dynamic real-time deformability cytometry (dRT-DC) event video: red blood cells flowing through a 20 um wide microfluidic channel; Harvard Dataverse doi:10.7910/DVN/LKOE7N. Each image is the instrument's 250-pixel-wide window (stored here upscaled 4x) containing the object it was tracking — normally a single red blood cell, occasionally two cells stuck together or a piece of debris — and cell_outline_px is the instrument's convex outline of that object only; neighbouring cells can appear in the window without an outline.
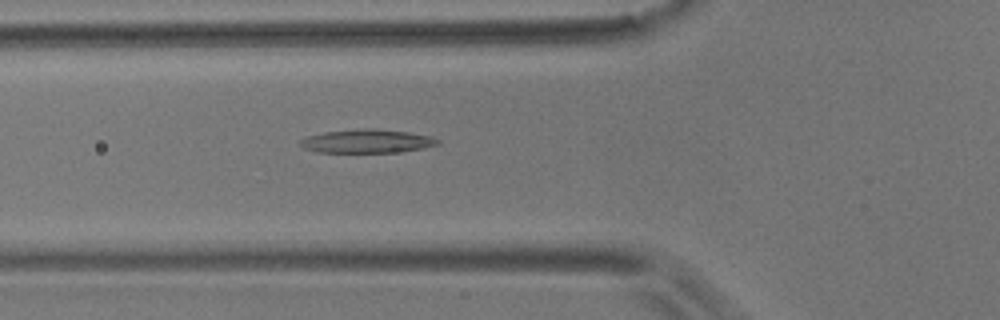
{"species": "common noctule bat (a hibernating species)", "species_latin": "Nyctalus noctula", "temperature_condition": "room temperature", "stored_images_in_passage": 3, "camera_frame_rate_fps": 3000, "um_per_image_px": 0.085, "animal": {"sex": "male", "body_mass_g": 17.9}, "frame": {"image": 1, "passage_image": 3, "time_ms": 0.667, "image_size_px": [1000, 320], "cell_outline_px": [[440, 144], [424, 148], [396, 152], [316, 152], [304, 148], [300, 144], [300, 140], [308, 136], [324, 132], [364, 128], [376, 128], [408, 132], [428, 136], [440, 140]], "centroid_in_image_um": [31.2, 12.0], "position_along_channel_um": 94.6, "area_um2": 18.79}}